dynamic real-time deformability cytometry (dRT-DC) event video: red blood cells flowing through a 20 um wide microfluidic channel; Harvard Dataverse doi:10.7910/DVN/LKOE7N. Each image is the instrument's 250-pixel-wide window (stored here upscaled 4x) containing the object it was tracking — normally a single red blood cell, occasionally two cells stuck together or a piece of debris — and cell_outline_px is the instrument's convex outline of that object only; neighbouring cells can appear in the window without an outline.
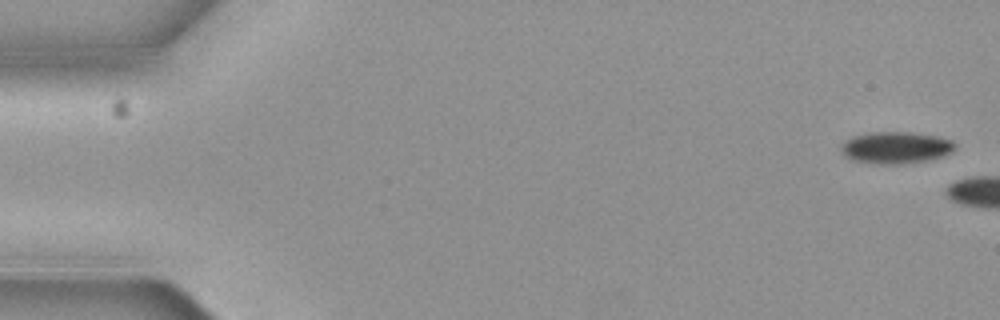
{"species": "common noctule bat (a hibernating species)", "species_latin": "Nyctalus noctula", "temperature_condition": "cold", "stored_images_in_passage": 2, "camera_frame_rate_fps": 3000, "um_per_image_px": 0.085, "animal": {"sex": "female", "body_mass_g": 19.3, "forearm_length_mm": 54.1}, "frame": {"image": 1, "passage_image": 1, "time_ms": 0.0, "image_size_px": [1000, 320], "cell_outline_px": [[956, 144], [952, 152], [944, 156], [904, 164], [880, 164], [852, 160], [844, 152], [844, 144], [848, 140], [856, 136], [868, 132], [912, 132], [936, 136], [952, 140]], "centroid_in_image_um": [76.23, 12.54], "position_along_channel_um": 8.8, "area_um2": 20.69}}